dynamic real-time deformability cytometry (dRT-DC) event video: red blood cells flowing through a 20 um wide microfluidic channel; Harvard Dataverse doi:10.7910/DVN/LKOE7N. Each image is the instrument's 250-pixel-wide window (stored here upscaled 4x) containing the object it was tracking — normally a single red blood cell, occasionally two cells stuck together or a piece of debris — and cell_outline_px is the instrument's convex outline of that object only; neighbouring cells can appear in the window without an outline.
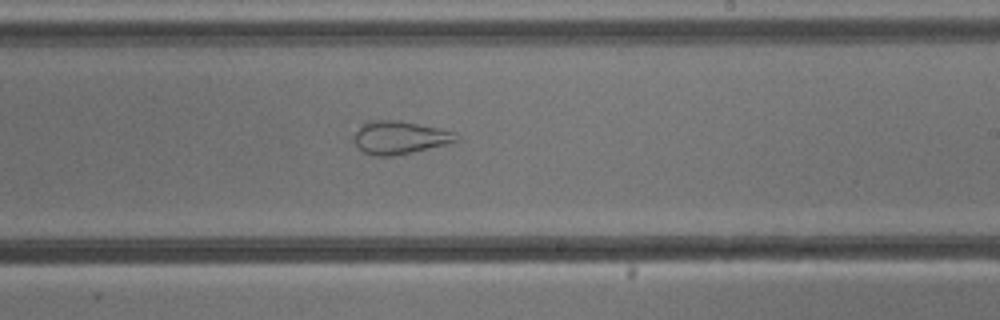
{"species": "common noctule bat (a hibernating species)", "species_latin": "Nyctalus noctula", "temperature_condition": "cold", "stored_images_in_passage": 52, "camera_frame_rate_fps": 3000, "um_per_image_px": 0.085, "animal": {"sex": "male", "body_mass_g": 13.3}, "frame": {"image": 1, "passage_image": 30, "time_ms": 9.667, "image_size_px": [1000, 320], "cell_outline_px": [[460, 140], [444, 144], [392, 156], [376, 156], [364, 152], [352, 140], [352, 136], [364, 124], [372, 120], [400, 120], [456, 132], [460, 136]], "centroid_in_image_um": [33.97, 11.68], "position_along_channel_um": 255.0, "area_um2": 19.36}, "authors_computed_cell_mechanics": {"area_um2": 28.611, "velocity_mm_per_s": 3.8205, "shape_relaxation_time_tau1_ms": null, "shape_relaxation_time_tau2_ms": 1.1318, "deformation_change_tau1": null, "deformation_change_tau2": 0.0741}}